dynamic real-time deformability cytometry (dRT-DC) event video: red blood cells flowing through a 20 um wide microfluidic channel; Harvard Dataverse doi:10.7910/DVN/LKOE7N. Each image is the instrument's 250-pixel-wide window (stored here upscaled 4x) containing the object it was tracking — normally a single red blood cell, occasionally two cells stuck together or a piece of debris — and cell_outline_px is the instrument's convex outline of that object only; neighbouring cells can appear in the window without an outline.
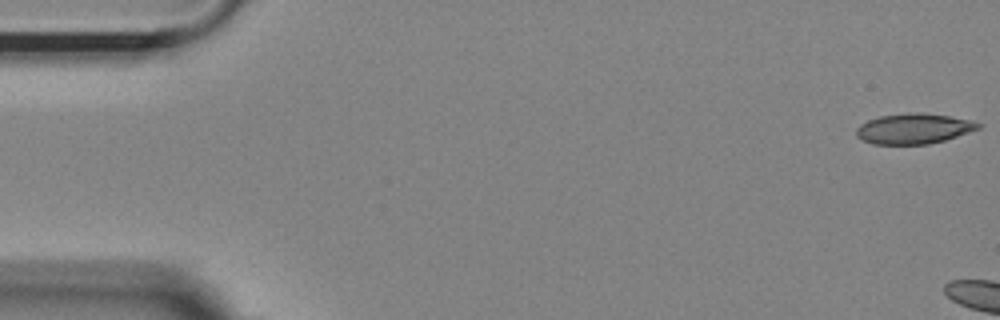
{"species": "Egyptian fruit bat (a non-hibernating species)", "species_latin": "Rousettus aegyptiacus", "temperature_condition": "room temperature", "stored_images_in_passage": 5, "camera_frame_rate_fps": 3000, "um_per_image_px": 0.085, "animal": {"sex": "female"}, "frame": {"image": 1, "passage_image": 1, "time_ms": 0.0, "image_size_px": [1000, 320], "cell_outline_px": [[984, 124], [980, 128], [944, 140], [928, 144], [872, 144], [856, 136], [856, 128], [860, 124], [868, 120], [880, 116], [908, 112], [924, 112], [972, 120]], "centroid_in_image_um": [77.67, 10.92], "position_along_channel_um": 7.3, "area_um2": 21.62}}